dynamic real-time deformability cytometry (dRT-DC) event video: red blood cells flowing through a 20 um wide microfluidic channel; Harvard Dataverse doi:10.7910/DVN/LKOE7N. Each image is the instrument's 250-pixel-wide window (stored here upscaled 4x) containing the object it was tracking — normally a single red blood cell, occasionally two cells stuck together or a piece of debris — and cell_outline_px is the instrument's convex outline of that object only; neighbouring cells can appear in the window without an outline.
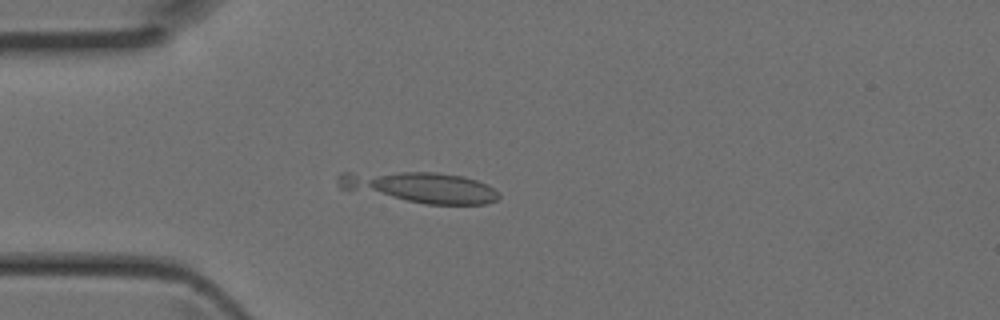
{"species": "Egyptian fruit bat (a non-hibernating species)", "species_latin": "Rousettus aegyptiacus", "temperature_condition": "room temperature", "stored_images_in_passage": 44, "camera_frame_rate_fps": 3000, "um_per_image_px": 0.085, "animal": {"sex": "female"}, "frame": {"image": 1, "passage_image": 12, "time_ms": 3.667, "image_size_px": [1000, 320], "cell_outline_px": [[500, 196], [496, 200], [488, 204], [428, 204], [348, 192], [340, 188], [336, 184], [336, 176], [340, 172], [436, 172], [464, 176], [488, 184]], "centroid_in_image_um": [35.58, 15.91], "position_along_channel_um": 49.4, "area_um2": 29.42}}
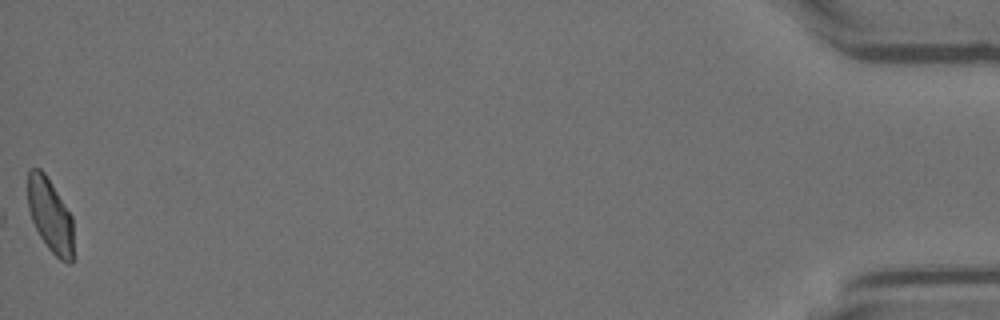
{"frame": {"image": 2, "passage_image": 44, "time_ms": 14.333, "image_size_px": [1000, 320], "cell_outline_px": [[72, 264], [68, 264], [60, 260], [48, 248], [40, 236], [32, 220], [28, 208], [28, 168], [40, 168], [44, 172], [72, 216]], "centroid_in_image_um": [4.25, 18.3], "position_along_channel_um": 430.9, "area_um2": 19.42}}